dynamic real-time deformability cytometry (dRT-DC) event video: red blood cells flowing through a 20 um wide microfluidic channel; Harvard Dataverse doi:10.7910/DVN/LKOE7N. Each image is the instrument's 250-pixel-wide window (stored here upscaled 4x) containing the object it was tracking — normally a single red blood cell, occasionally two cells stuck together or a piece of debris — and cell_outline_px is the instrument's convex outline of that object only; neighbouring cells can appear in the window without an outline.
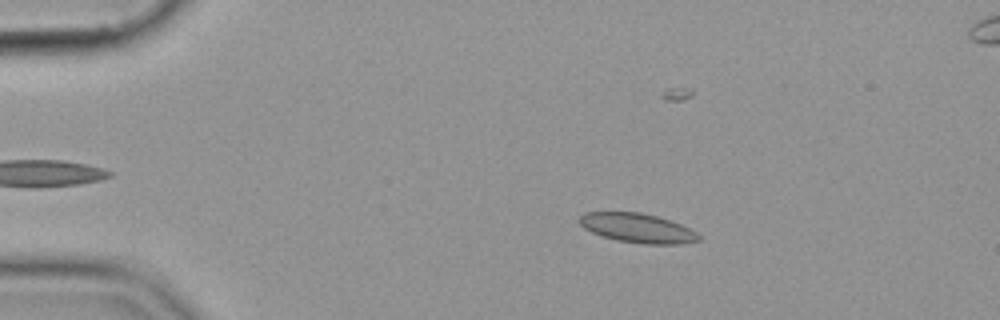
{"species": "common noctule bat (a hibernating species)", "species_latin": "Nyctalus noctula", "temperature_condition": "cold", "stored_images_in_passage": 48, "camera_frame_rate_fps": 3000, "um_per_image_px": 0.085, "animal": {"sex": "female", "body_mass_g": 19.9}, "frame": {"image": 1, "passage_image": 3, "time_ms": 0.667, "image_size_px": [1000, 320], "cell_outline_px": [[700, 240], [680, 244], [644, 244], [616, 240], [592, 232], [584, 228], [576, 220], [584, 212], [640, 212], [656, 216], [680, 224], [696, 232], [700, 236]], "centroid_in_image_um": [54.15, 19.38], "position_along_channel_um": 30.8, "area_um2": 20.29}}
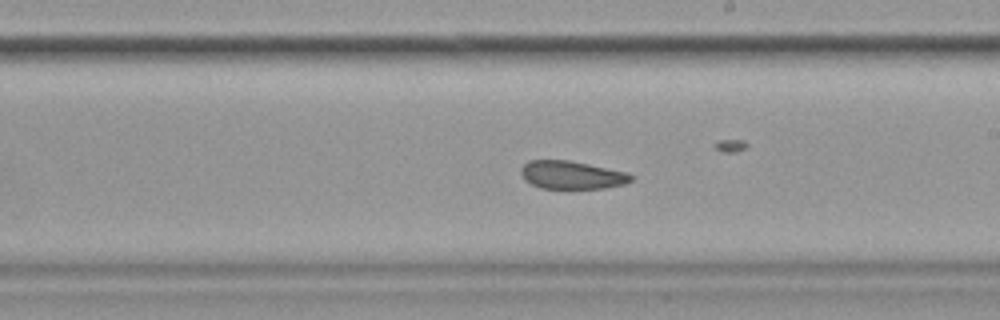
{"frame": {"image": 2, "passage_image": 25, "time_ms": 8.0, "image_size_px": [1000, 320], "cell_outline_px": [[636, 176], [632, 180], [624, 184], [604, 188], [540, 188], [524, 180], [520, 172], [520, 168], [528, 160], [568, 160], [628, 172]], "centroid_in_image_um": [48.6, 14.87], "position_along_channel_um": 240.4, "area_um2": 18.09}}
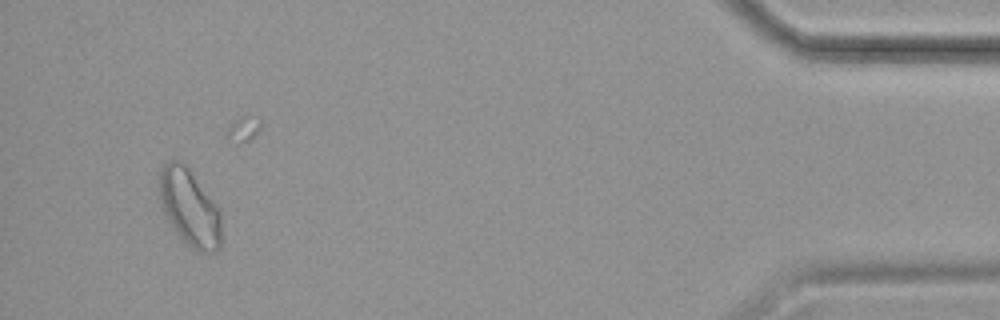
{"frame": {"image": 3, "passage_image": 45, "time_ms": 14.667, "image_size_px": [1000, 320], "cell_outline_px": [[220, 248], [216, 252], [196, 252], [176, 232], [168, 220], [160, 204], [160, 168], [168, 160], [184, 160], [216, 204], [220, 212]], "centroid_in_image_um": [16.11, 17.61], "position_along_channel_um": 419.1, "area_um2": 27.86}}